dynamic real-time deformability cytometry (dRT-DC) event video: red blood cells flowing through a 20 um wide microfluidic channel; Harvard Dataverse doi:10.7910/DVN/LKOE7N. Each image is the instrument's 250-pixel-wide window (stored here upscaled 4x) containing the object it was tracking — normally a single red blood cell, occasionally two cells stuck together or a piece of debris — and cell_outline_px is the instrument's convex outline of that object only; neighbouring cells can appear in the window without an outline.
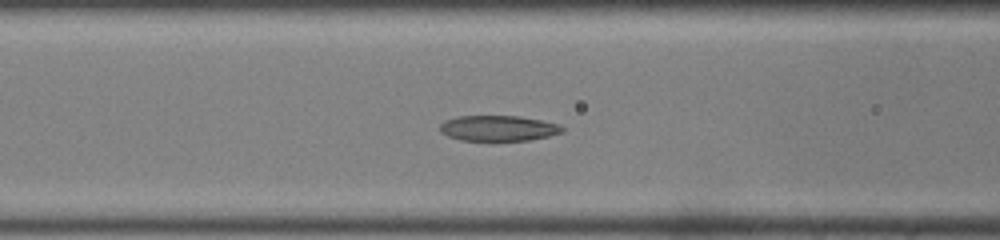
{"species": "common noctule bat (a hibernating species)", "species_latin": "Nyctalus noctula", "temperature_condition": "room temperature", "stored_images_in_passage": 36, "camera_frame_rate_fps": 3000, "um_per_image_px": 0.085, "animal": {"sex": "male", "body_mass_g": 19.0, "forearm_length_mm": 50.8}, "frame": {"image": 1, "passage_image": 14, "time_ms": 4.333, "image_size_px": [1000, 240], "cell_outline_px": [[564, 132], [548, 136], [528, 140], [460, 140], [448, 136], [440, 132], [440, 124], [444, 120], [456, 116], [520, 116], [560, 124], [564, 128]], "centroid_in_image_um": [42.34, 10.89], "position_along_channel_um": 124.3, "area_um2": 18.21}}
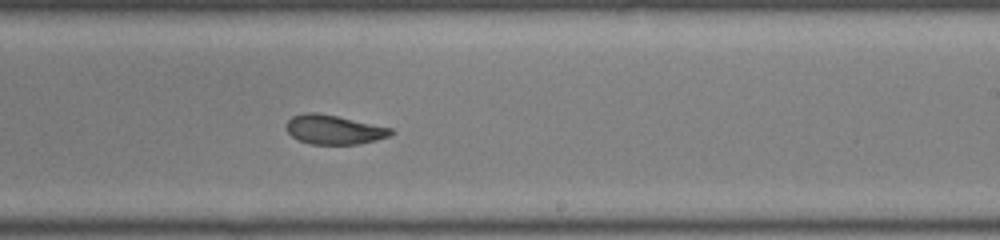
{"frame": {"image": 2, "passage_image": 24, "time_ms": 7.667, "image_size_px": [1000, 240], "cell_outline_px": [[396, 132], [388, 136], [376, 140], [360, 144], [308, 144], [296, 140], [288, 132], [284, 124], [292, 116], [304, 112], [316, 112], [336, 116], [392, 128]], "centroid_in_image_um": [28.34, 11.02], "position_along_channel_um": 260.7, "area_um2": 17.98}}
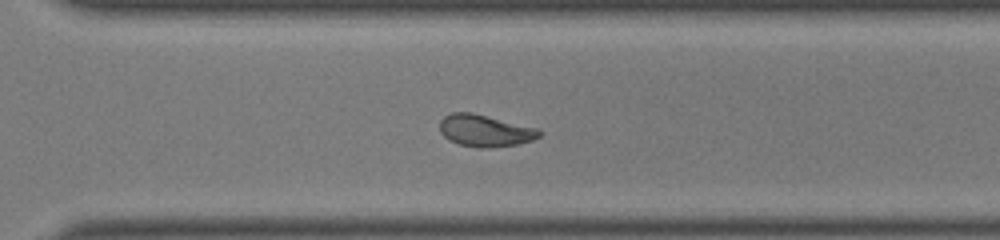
{"frame": {"image": 3, "passage_image": 29, "time_ms": 9.333, "image_size_px": [1000, 240], "cell_outline_px": [[544, 132], [540, 136], [532, 140], [520, 144], [492, 148], [480, 148], [460, 144], [448, 140], [440, 132], [440, 120], [444, 116], [452, 112], [472, 112], [540, 128]], "centroid_in_image_um": [41.27, 11.1], "position_along_channel_um": 329.3, "area_um2": 18.9}, "authors_computed_cell_mechanics": {"area_um2": 18.8717, "velocity_mm_per_s": 4.102, "shape_relaxation_time_tau1_ms": 8.6414, "shape_relaxation_time_tau2_ms": 2.4198, "deformation_change_tau1": 0.2546, "deformation_change_tau2": 0.0924}}